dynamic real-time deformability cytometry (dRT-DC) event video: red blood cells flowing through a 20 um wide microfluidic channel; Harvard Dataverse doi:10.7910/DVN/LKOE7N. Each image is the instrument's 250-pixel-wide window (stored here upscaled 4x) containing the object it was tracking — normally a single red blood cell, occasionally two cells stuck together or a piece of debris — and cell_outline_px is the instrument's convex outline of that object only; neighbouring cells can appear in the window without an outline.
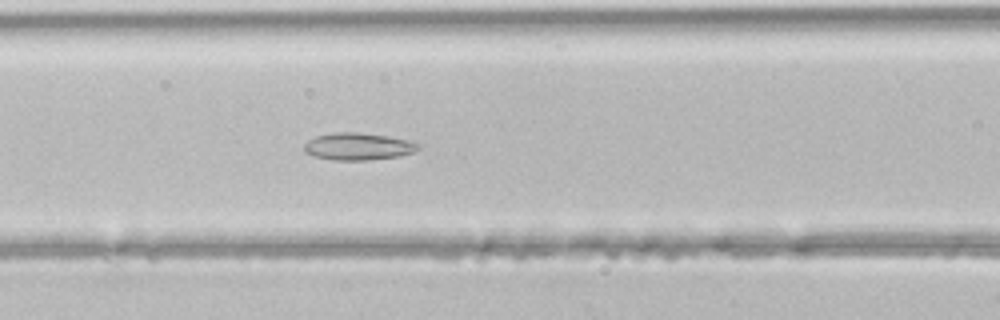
{"species": "common noctule bat (a hibernating species)", "species_latin": "Nyctalus noctula", "temperature_condition": "room temperature", "stored_images_in_passage": 41, "segment_of_instrument_passage": [1, 2], "camera_frame_rate_fps": 3000, "um_per_image_px": 0.085, "animal": {"sex": "male", "body_mass_g": 21.5, "forearm_length_mm": 52.0}, "frame": {"image": 1, "passage_image": 13, "time_ms": 4.0, "image_size_px": [1000, 320], "cell_outline_px": [[420, 148], [412, 152], [400, 156], [368, 160], [332, 160], [312, 156], [304, 152], [304, 144], [308, 140], [316, 136], [336, 132], [356, 132], [388, 136], [408, 140], [420, 144]], "centroid_in_image_um": [30.42, 12.45], "position_along_channel_um": 136.2, "area_um2": 18.15}}
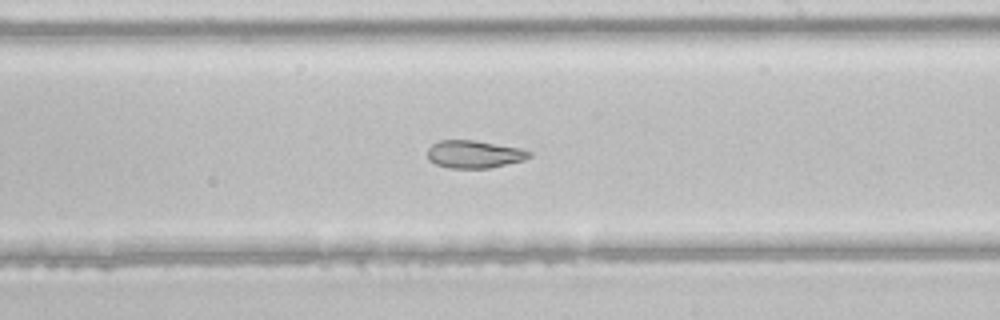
{"frame": {"image": 2, "passage_image": 21, "time_ms": 6.667, "image_size_px": [1000, 320], "cell_outline_px": [[532, 156], [524, 160], [488, 168], [448, 168], [436, 164], [428, 160], [428, 148], [432, 144], [440, 140], [472, 140], [524, 148], [532, 152]], "centroid_in_image_um": [40.33, 13.1], "position_along_channel_um": 248.7, "area_um2": 16.53}}
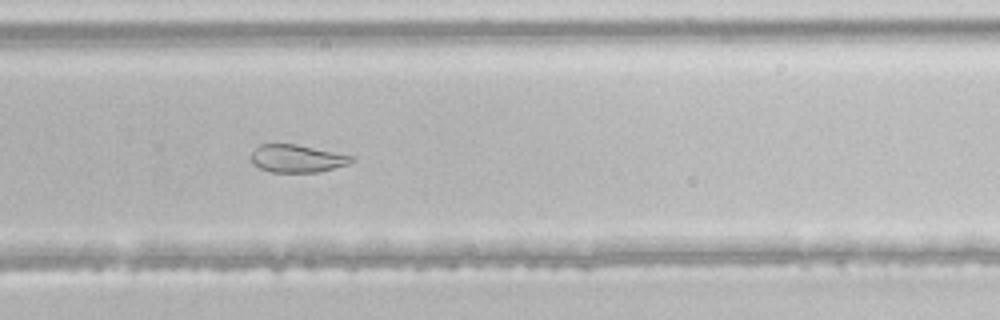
{"frame": {"image": 3, "passage_image": 25, "time_ms": 8.0, "image_size_px": [1000, 320], "cell_outline_px": [[356, 160], [348, 164], [320, 172], [272, 172], [260, 168], [252, 164], [252, 152], [260, 144], [296, 144], [356, 156]], "centroid_in_image_um": [25.3, 13.47], "position_along_channel_um": 304.5, "area_um2": 16.3}}